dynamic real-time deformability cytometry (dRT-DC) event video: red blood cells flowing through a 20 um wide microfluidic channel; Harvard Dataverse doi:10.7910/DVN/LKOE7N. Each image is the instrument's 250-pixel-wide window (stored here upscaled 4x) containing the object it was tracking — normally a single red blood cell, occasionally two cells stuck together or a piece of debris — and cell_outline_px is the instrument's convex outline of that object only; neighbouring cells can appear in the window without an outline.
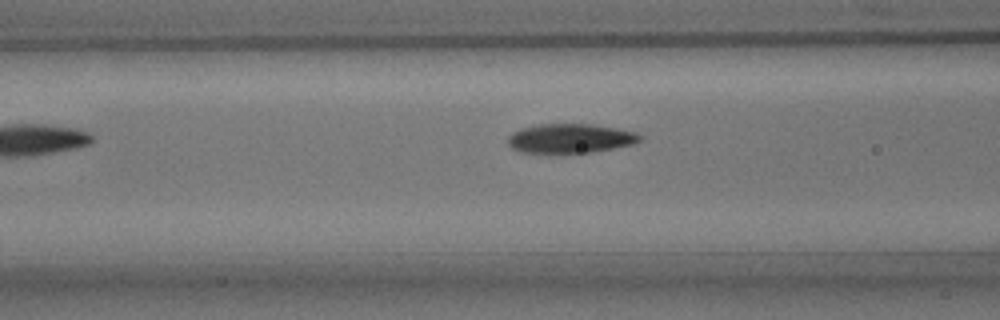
{"species": "common noctule bat (a hibernating species)", "species_latin": "Nyctalus noctula", "temperature_condition": "room temperature", "stored_images_in_passage": 7, "camera_frame_rate_fps": 3000, "um_per_image_px": 0.085, "animal": {"sex": "male", "body_mass_g": 15.6}, "frame": {"image": 1, "passage_image": 6, "time_ms": 1.667, "image_size_px": [1000, 320], "cell_outline_px": [[640, 140], [632, 144], [592, 152], [520, 152], [512, 148], [508, 144], [508, 136], [512, 132], [520, 128], [536, 124], [592, 124], [616, 128], [636, 132], [640, 136]], "centroid_in_image_um": [48.42, 11.75], "position_along_channel_um": 118.2, "area_um2": 22.31}}
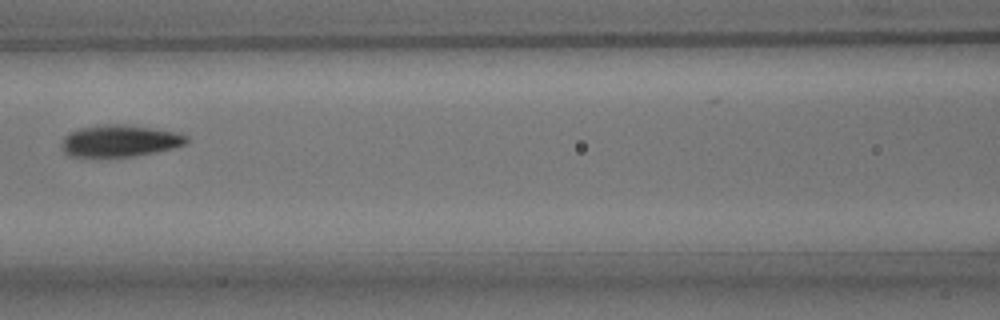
{"frame": {"image": 2, "passage_image": 7, "time_ms": 2.0, "image_size_px": [1000, 320], "cell_outline_px": [[188, 144], [172, 148], [132, 156], [68, 156], [64, 152], [64, 136], [68, 132], [80, 128], [112, 124], [120, 124], [152, 128], [176, 132], [188, 136]], "centroid_in_image_um": [10.21, 11.97], "position_along_channel_um": 156.4, "area_um2": 22.66}}